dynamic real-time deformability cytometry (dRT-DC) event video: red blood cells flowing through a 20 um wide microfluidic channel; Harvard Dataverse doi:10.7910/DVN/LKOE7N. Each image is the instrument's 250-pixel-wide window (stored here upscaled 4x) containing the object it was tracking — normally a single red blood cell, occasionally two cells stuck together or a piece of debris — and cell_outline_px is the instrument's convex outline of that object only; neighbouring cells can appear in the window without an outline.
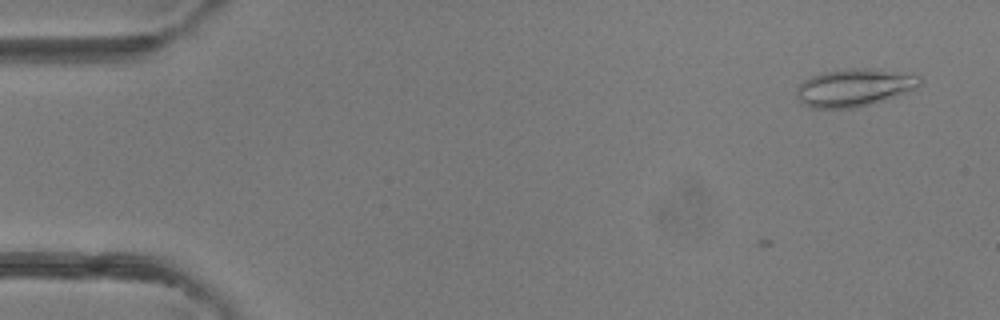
{"species": "common noctule bat (a hibernating species)", "species_latin": "Nyctalus noctula", "temperature_condition": "room temperature", "stored_images_in_passage": 4, "camera_frame_rate_fps": 3000, "um_per_image_px": 0.085, "animal": {"sex": "female"}, "frame": {"image": 1, "passage_image": 2, "time_ms": 1.333, "image_size_px": [1000, 320], "cell_outline_px": [[924, 80], [916, 88], [856, 108], [812, 108], [804, 104], [796, 96], [796, 88], [804, 80], [820, 72], [848, 68], [872, 68], [920, 76]], "centroid_in_image_um": [72.56, 7.43], "position_along_channel_um": 12.4, "area_um2": 26.76}}